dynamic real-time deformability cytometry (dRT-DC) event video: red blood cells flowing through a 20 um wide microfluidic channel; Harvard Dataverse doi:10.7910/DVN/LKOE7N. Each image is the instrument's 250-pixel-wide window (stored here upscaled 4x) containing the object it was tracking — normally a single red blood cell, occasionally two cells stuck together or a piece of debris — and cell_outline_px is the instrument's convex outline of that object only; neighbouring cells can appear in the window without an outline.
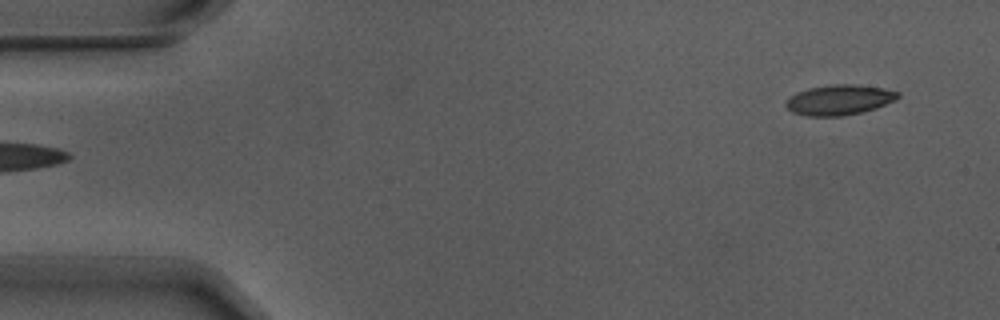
{"species": "Egyptian fruit bat (a non-hibernating species)", "species_latin": "Rousettus aegyptiacus", "temperature_condition": "warm", "stored_images_in_passage": 5, "segment_of_instrument_passage": [2, 2], "camera_frame_rate_fps": 3000, "um_per_image_px": 0.085, "animal": {"sex": "male"}, "frame": {"image": 1, "passage_image": 5, "time_ms": 1.333, "image_size_px": [1000, 320], "cell_outline_px": [[900, 96], [876, 108], [860, 112], [840, 116], [808, 116], [792, 112], [784, 104], [784, 100], [796, 92], [808, 88], [832, 84], [856, 84], [880, 88], [900, 92]], "centroid_in_image_um": [71.27, 8.48], "position_along_channel_um": 13.7, "area_um2": 19.59}}